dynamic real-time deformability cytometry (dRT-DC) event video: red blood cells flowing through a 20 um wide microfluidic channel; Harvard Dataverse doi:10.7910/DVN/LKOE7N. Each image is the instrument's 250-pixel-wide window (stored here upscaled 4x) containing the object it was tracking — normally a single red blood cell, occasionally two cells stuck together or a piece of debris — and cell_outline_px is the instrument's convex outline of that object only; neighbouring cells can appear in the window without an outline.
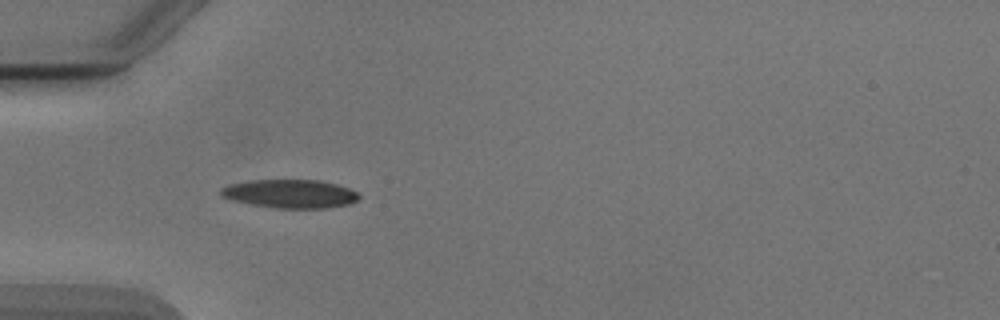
{"species": "Egyptian fruit bat (a non-hibernating species)", "species_latin": "Rousettus aegyptiacus", "temperature_condition": "cold", "stored_images_in_passage": 7, "camera_frame_rate_fps": 3000, "um_per_image_px": 0.085, "animal": {"sex": "male"}, "frame": {"image": 1, "passage_image": 4, "time_ms": 3.333, "image_size_px": [1000, 320], "cell_outline_px": [[360, 196], [352, 204], [328, 208], [276, 208], [252, 204], [232, 200], [220, 196], [220, 188], [228, 184], [252, 180], [320, 180], [336, 184], [348, 188], [356, 192]], "centroid_in_image_um": [24.65, 16.47], "position_along_channel_um": 60.3, "area_um2": 23.0}}
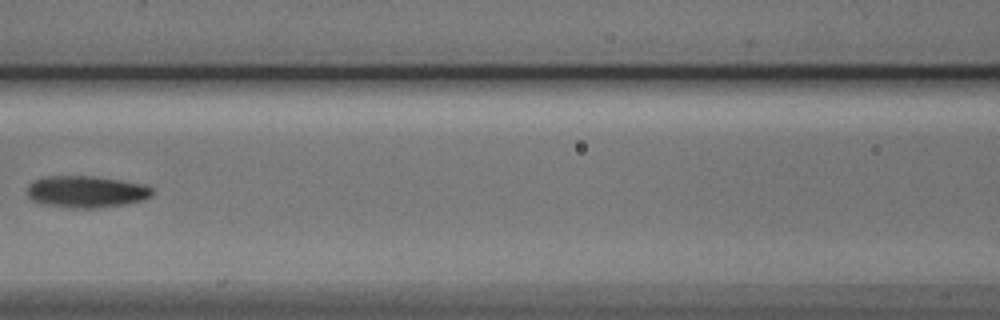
{"frame": {"image": 2, "passage_image": 6, "time_ms": 6.0, "image_size_px": [1000, 320], "cell_outline_px": [[152, 196], [144, 200], [124, 204], [100, 208], [72, 208], [44, 204], [32, 200], [28, 196], [28, 184], [32, 180], [44, 176], [92, 176], [148, 184], [152, 188]], "centroid_in_image_um": [7.35, 16.29], "position_along_channel_um": 159.3, "area_um2": 23.41}}
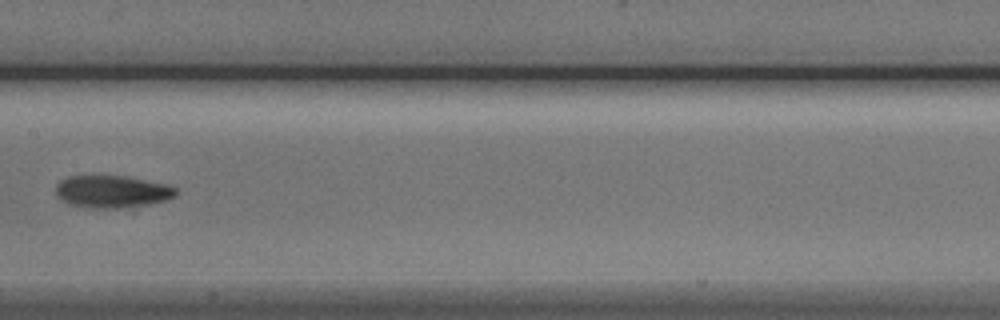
{"frame": {"image": 3, "passage_image": 7, "time_ms": 7.0, "image_size_px": [1000, 320], "cell_outline_px": [[176, 196], [164, 200], [148, 204], [120, 208], [92, 208], [68, 204], [56, 196], [56, 184], [60, 180], [68, 176], [124, 176], [168, 184], [176, 188]], "centroid_in_image_um": [9.5, 16.28], "position_along_channel_um": 197.9, "area_um2": 22.6}}